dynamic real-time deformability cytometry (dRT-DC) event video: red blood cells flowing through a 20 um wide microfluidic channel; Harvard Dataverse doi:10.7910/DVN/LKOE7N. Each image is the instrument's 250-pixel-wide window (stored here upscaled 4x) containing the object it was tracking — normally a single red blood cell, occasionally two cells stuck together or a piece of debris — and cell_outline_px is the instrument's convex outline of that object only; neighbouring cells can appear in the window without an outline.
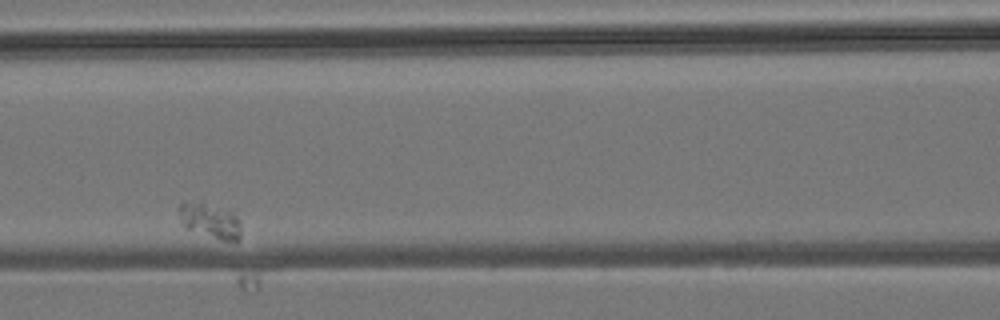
{"species": "common noctule bat (a hibernating species)", "species_latin": "Nyctalus noctula", "temperature_condition": "room temperature", "stored_images_in_passage": 4, "camera_frame_rate_fps": 3000, "um_per_image_px": 0.085, "animal": {"sex": "male", "body_mass_g": 19.2, "forearm_length_mm": 51.8}, "frame": {"image": 1, "passage_image": 3, "time_ms": 2.333, "image_size_px": [1000, 320], "cell_outline_px": [[240, 236], [236, 240], [224, 240], [184, 228], [176, 208], [184, 200], [200, 196], [232, 212], [240, 220]], "centroid_in_image_um": [17.76, 18.61], "position_along_channel_um": 148.8, "area_um2": 13.58}}
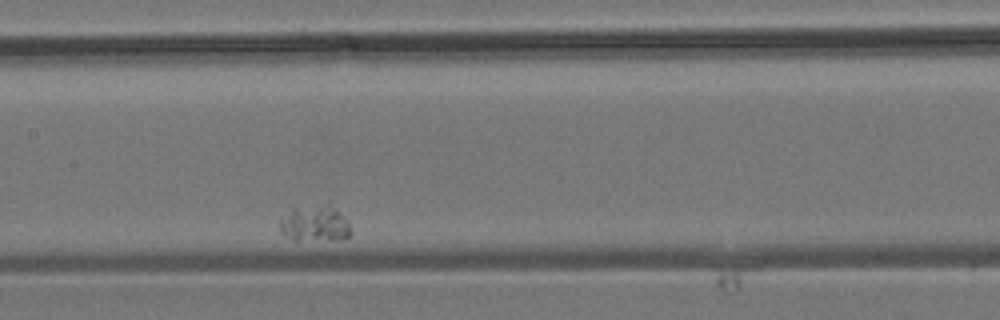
{"frame": {"image": 2, "passage_image": 4, "time_ms": 3.333, "image_size_px": [1000, 320], "cell_outline_px": [[352, 232], [344, 240], [292, 240], [280, 232], [280, 220], [292, 208], [328, 200], [348, 220]], "centroid_in_image_um": [26.81, 18.96], "position_along_channel_um": 180.6, "area_um2": 15.78}}